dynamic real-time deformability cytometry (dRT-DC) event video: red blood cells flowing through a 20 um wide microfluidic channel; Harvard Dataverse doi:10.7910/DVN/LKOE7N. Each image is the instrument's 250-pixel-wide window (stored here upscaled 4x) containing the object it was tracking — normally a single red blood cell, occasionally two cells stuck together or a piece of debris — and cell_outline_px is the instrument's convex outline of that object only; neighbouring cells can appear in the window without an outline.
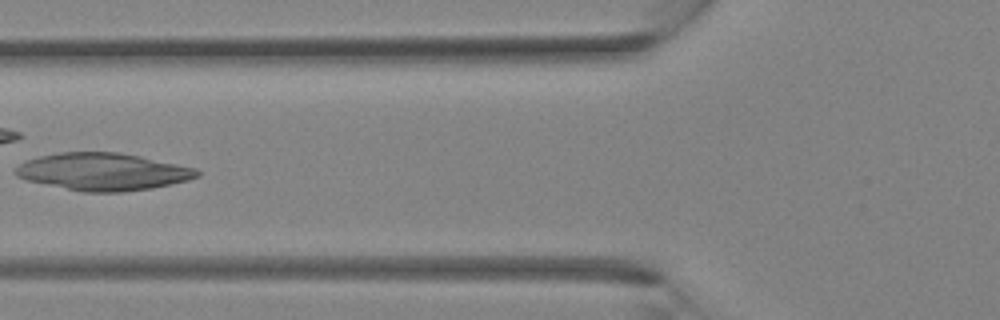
{"species": "Egyptian fruit bat (a non-hibernating species)", "species_latin": "Rousettus aegyptiacus", "temperature_condition": "room temperature", "stored_images_in_passage": 25, "camera_frame_rate_fps": 3000, "um_per_image_px": 0.085, "animal": {"sex": "female"}, "frame": {"image": 1, "passage_image": 15, "time_ms": 4.667, "image_size_px": [1000, 320], "cell_outline_px": [[200, 176], [188, 180], [152, 188], [120, 192], [84, 192], [28, 180], [16, 176], [16, 168], [20, 164], [28, 160], [40, 156], [60, 152], [116, 152], [140, 156], [196, 168], [200, 172]], "centroid_in_image_um": [8.79, 14.59], "position_along_channel_um": 117.0, "area_um2": 39.07}}